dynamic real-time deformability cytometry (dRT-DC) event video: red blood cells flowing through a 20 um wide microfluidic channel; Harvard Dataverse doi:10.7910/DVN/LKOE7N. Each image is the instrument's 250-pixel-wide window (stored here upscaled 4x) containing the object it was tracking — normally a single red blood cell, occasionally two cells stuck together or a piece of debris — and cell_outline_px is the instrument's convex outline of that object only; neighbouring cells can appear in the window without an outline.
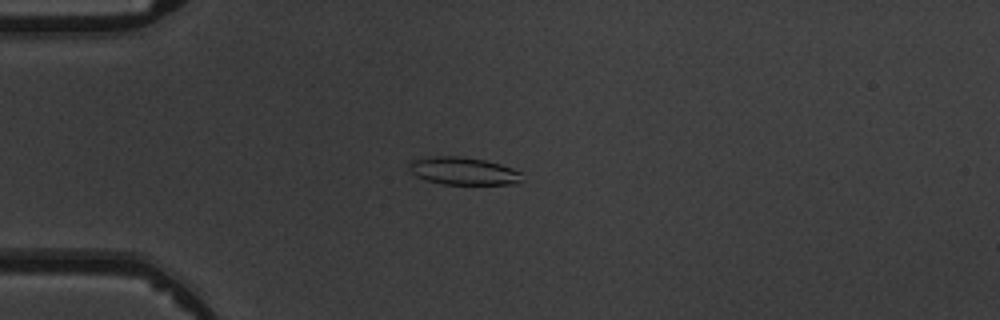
{"species": "common noctule bat (a hibernating species)", "species_latin": "Nyctalus noctula", "temperature_condition": "warm", "stored_images_in_passage": 4, "camera_frame_rate_fps": 3000, "um_per_image_px": 0.085, "animal": {"sex": "male", "body_mass_g": 19.5, "forearm_length_mm": 54.6}, "frame": {"image": 1, "passage_image": 4, "time_ms": 3.333, "image_size_px": [1000, 320], "cell_outline_px": [[524, 180], [520, 184], [444, 184], [428, 180], [416, 176], [408, 168], [408, 164], [412, 160], [432, 156], [460, 156], [484, 160], [500, 164], [512, 168], [520, 172]], "centroid_in_image_um": [39.42, 14.54], "position_along_channel_um": 45.6, "area_um2": 18.21}}